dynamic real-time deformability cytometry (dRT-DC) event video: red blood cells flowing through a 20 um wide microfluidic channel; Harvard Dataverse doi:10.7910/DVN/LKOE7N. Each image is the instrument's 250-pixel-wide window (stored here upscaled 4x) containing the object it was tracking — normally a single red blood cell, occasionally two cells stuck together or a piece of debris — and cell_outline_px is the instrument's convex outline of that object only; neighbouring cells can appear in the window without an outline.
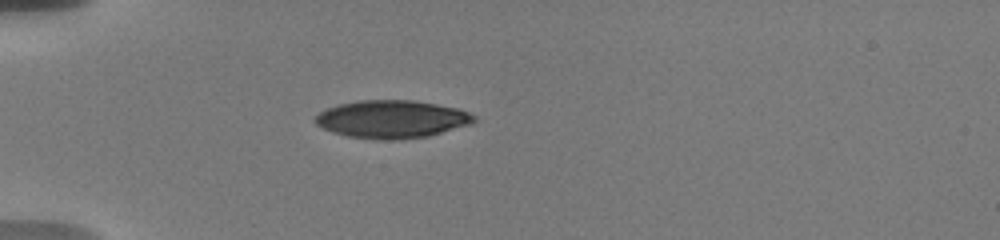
{"species": "human", "species_latin": "Homo sapiens", "temperature_condition": "warm", "stored_images_in_passage": 5, "camera_frame_rate_fps": 3000, "um_per_image_px": 0.085, "donor": {"sex": "male"}, "frame": {"image": 1, "passage_image": 1, "time_ms": 0.0, "image_size_px": [1000, 240], "cell_outline_px": [[476, 120], [468, 124], [428, 136], [392, 140], [384, 140], [348, 136], [332, 132], [316, 124], [312, 120], [320, 112], [336, 104], [360, 100], [412, 100], [460, 108], [476, 116]], "centroid_in_image_um": [33.28, 10.12], "position_along_channel_um": 51.7, "area_um2": 34.85}}